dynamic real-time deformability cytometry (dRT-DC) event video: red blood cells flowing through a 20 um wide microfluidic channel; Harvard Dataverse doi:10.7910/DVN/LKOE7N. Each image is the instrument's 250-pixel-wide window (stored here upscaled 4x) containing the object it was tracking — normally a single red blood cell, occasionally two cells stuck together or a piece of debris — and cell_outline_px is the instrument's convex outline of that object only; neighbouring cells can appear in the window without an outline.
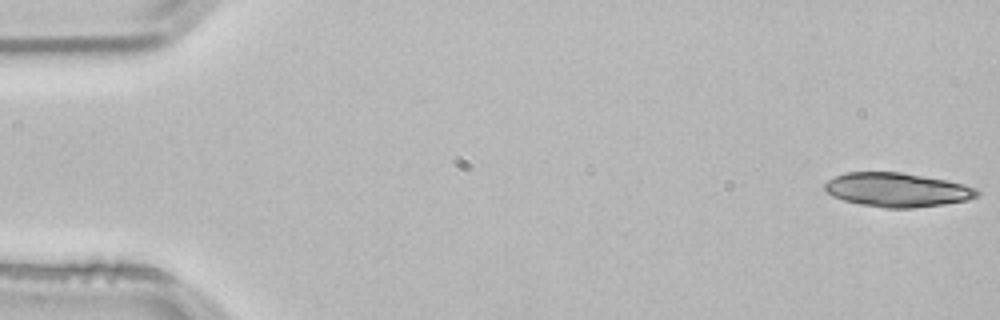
{"species": "common noctule bat (a hibernating species)", "species_latin": "Nyctalus noctula", "temperature_condition": "room temperature", "stored_images_in_passage": 52, "camera_frame_rate_fps": 3000, "um_per_image_px": 0.085, "animal": {"sex": "male", "body_mass_g": 21.5, "forearm_length_mm": 52.0}, "frame": {"image": 1, "passage_image": 1, "time_ms": 0.0, "image_size_px": [1000, 320], "cell_outline_px": [[980, 196], [968, 200], [944, 204], [912, 208], [884, 208], [860, 204], [844, 200], [832, 196], [824, 188], [824, 184], [828, 180], [844, 172], [900, 172], [944, 180], [964, 184], [976, 188], [980, 192]], "centroid_in_image_um": [76.27, 16.14], "position_along_channel_um": 8.7, "area_um2": 30.17}}
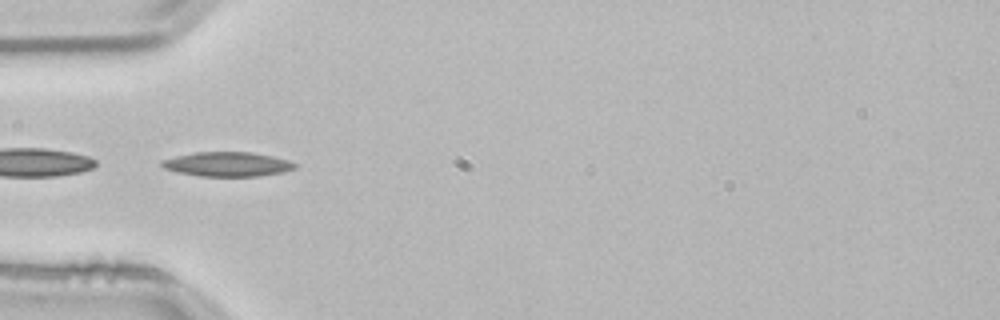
{"frame": {"image": 2, "passage_image": 17, "time_ms": 5.333, "image_size_px": [1000, 320], "cell_outline_px": [[296, 168], [284, 172], [256, 176], [200, 176], [176, 172], [164, 168], [160, 164], [160, 160], [176, 156], [196, 152], [252, 152], [272, 156], [288, 160], [296, 164]], "centroid_in_image_um": [19.31, 13.95], "position_along_channel_um": 65.7, "area_um2": 18.96}}
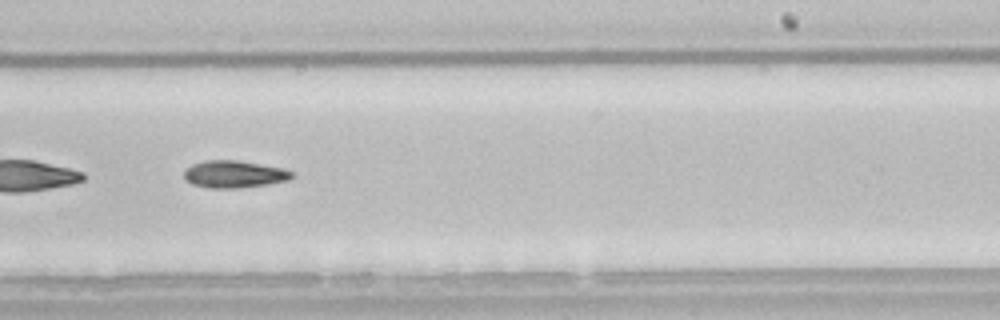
{"frame": {"image": 3, "passage_image": 33, "time_ms": 10.667, "image_size_px": [1000, 320], "cell_outline_px": [[296, 176], [288, 180], [268, 184], [236, 188], [208, 188], [192, 184], [184, 176], [184, 168], [192, 164], [204, 160], [236, 160], [284, 168], [292, 172]], "centroid_in_image_um": [19.9, 14.8], "position_along_channel_um": 269.1, "area_um2": 17.17}}